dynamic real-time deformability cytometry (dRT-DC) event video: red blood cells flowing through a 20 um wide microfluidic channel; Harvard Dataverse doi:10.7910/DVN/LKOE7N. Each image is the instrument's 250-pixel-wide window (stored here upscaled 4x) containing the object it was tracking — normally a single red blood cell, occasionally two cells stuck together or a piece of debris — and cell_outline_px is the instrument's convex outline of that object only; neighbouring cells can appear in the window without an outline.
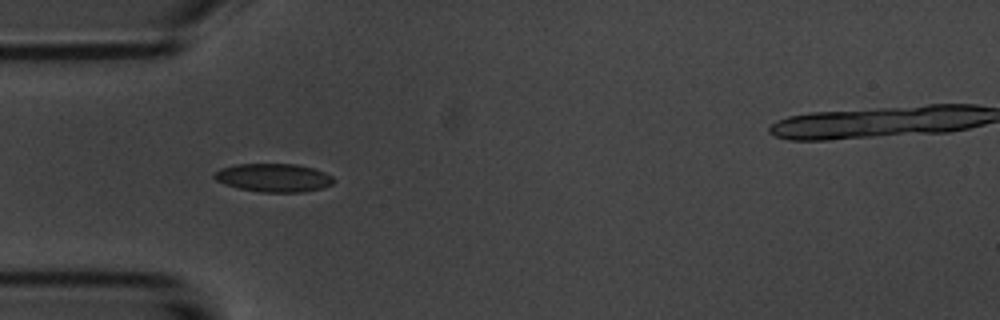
{"species": "common noctule bat (a hibernating species)", "species_latin": "Nyctalus noctula", "temperature_condition": "room temperature", "stored_images_in_passage": 4, "camera_frame_rate_fps": 3000, "um_per_image_px": 0.085, "animal": {"sex": "male", "body_mass_g": 20.1, "forearm_length_mm": 53.5}, "frame": {"image": 1, "passage_image": 3, "time_ms": 2.333, "image_size_px": [1000, 320], "cell_outline_px": [[336, 180], [332, 184], [320, 188], [304, 192], [260, 192], [240, 188], [224, 184], [216, 180], [212, 176], [212, 172], [220, 168], [236, 164], [296, 164], [312, 168], [324, 172], [332, 176]], "centroid_in_image_um": [23.22, 15.1], "position_along_channel_um": 61.8, "area_um2": 19.77}}